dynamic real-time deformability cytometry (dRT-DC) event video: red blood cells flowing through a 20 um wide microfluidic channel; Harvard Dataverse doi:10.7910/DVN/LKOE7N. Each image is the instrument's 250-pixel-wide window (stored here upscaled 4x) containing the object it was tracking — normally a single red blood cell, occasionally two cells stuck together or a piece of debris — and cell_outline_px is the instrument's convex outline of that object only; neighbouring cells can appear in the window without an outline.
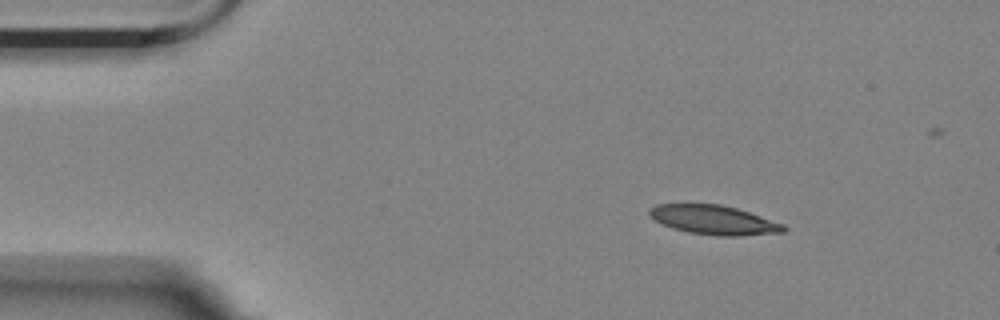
{"species": "Egyptian fruit bat (a non-hibernating species)", "species_latin": "Rousettus aegyptiacus", "temperature_condition": "room temperature", "stored_images_in_passage": 5, "camera_frame_rate_fps": 3000, "um_per_image_px": 0.085, "animal": {"sex": "female"}, "frame": {"image": 1, "passage_image": 1, "time_ms": 0.0, "image_size_px": [1000, 320], "cell_outline_px": [[788, 228], [784, 232], [740, 236], [716, 236], [688, 232], [672, 228], [648, 216], [648, 208], [656, 204], [720, 204], [736, 208], [784, 224]], "centroid_in_image_um": [60.66, 18.7], "position_along_channel_um": 24.3, "area_um2": 22.89}}
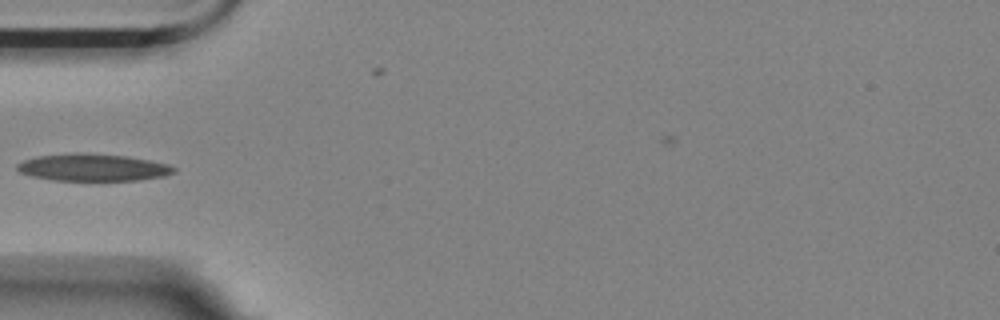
{"frame": {"image": 2, "passage_image": 4, "time_ms": 3.333, "image_size_px": [1000, 320], "cell_outline_px": [[176, 172], [164, 176], [136, 180], [52, 180], [32, 176], [20, 172], [16, 168], [16, 164], [24, 160], [36, 156], [76, 152], [88, 152], [124, 156], [148, 160], [168, 164], [176, 168]], "centroid_in_image_um": [7.87, 14.22], "position_along_channel_um": 77.1, "area_um2": 24.85}}